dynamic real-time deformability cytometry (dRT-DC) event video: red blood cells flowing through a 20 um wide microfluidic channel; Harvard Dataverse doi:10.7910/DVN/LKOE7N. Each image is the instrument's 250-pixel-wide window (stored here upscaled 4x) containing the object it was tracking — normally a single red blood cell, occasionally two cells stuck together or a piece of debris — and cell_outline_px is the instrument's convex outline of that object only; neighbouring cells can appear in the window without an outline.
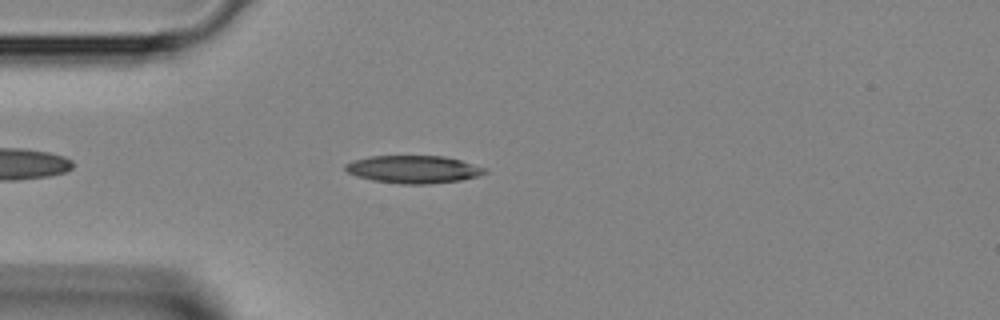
{"species": "Egyptian fruit bat (a non-hibernating species)", "species_latin": "Rousettus aegyptiacus", "temperature_condition": "room temperature", "stored_images_in_passage": 36, "camera_frame_rate_fps": 3000, "um_per_image_px": 0.085, "animal": {"sex": "female"}, "frame": {"image": 1, "passage_image": 5, "time_ms": 1.333, "image_size_px": [1000, 320], "cell_outline_px": [[488, 172], [480, 176], [460, 180], [428, 184], [400, 184], [372, 180], [356, 176], [348, 172], [344, 168], [344, 164], [368, 156], [444, 156], [460, 160], [484, 168]], "centroid_in_image_um": [35.13, 14.4], "position_along_channel_um": 49.9, "area_um2": 22.43}}
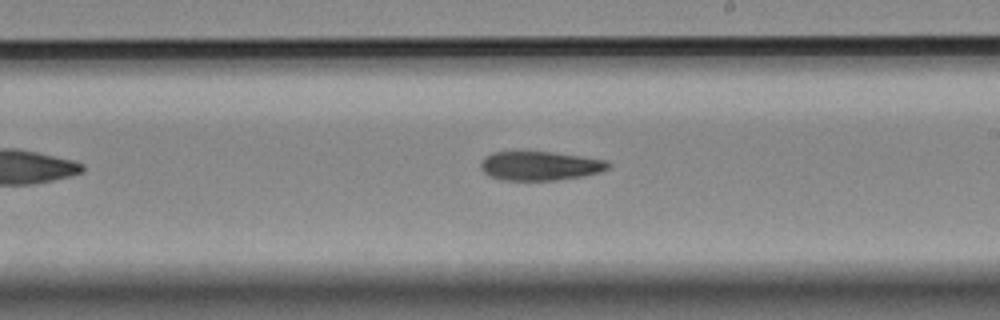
{"frame": {"image": 2, "passage_image": 18, "time_ms": 5.667, "image_size_px": [1000, 320], "cell_outline_px": [[612, 164], [608, 168], [600, 172], [584, 176], [556, 180], [504, 180], [488, 176], [480, 168], [480, 160], [484, 156], [492, 152], [524, 148], [580, 156], [604, 160]], "centroid_in_image_um": [45.81, 14.05], "position_along_channel_um": 243.2, "area_um2": 22.48}}
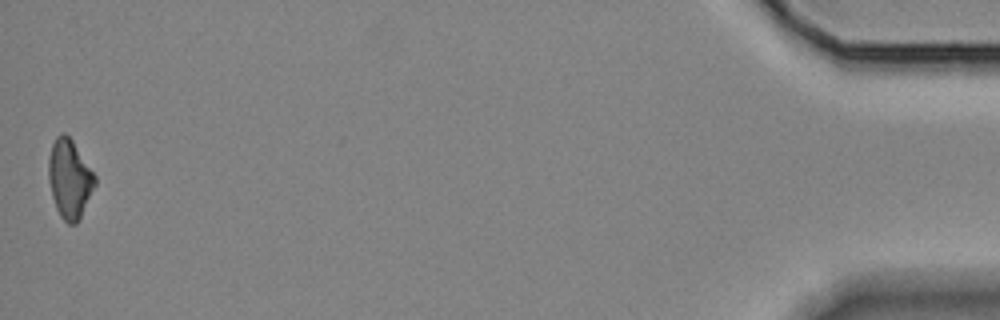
{"frame": {"image": 3, "passage_image": 36, "time_ms": 11.667, "image_size_px": [1000, 320], "cell_outline_px": [[96, 184], [80, 220], [76, 224], [68, 224], [60, 216], [56, 208], [52, 196], [48, 180], [48, 156], [52, 144], [56, 136], [60, 132], [64, 132], [72, 140], [96, 176]], "centroid_in_image_um": [5.91, 15.21], "position_along_channel_um": 429.3, "area_um2": 21.5}}